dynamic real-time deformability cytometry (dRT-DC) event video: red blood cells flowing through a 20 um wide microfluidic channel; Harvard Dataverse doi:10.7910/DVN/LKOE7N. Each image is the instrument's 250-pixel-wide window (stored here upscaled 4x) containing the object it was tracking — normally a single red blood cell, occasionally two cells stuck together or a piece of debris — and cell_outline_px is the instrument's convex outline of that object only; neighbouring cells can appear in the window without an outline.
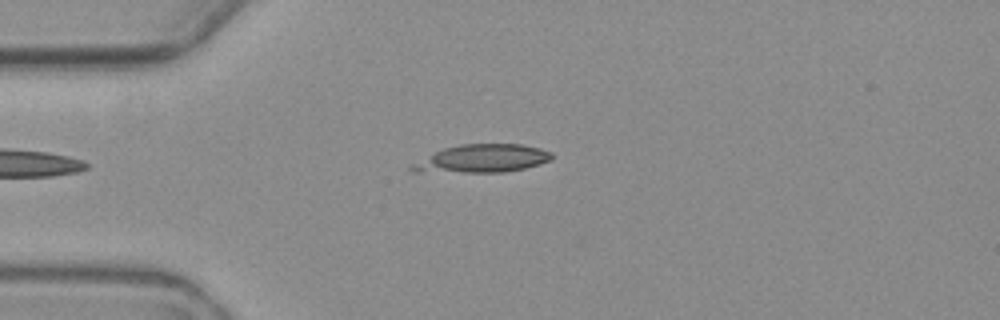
{"species": "common noctule bat (a hibernating species)", "species_latin": "Nyctalus noctula", "temperature_condition": "warm", "stored_images_in_passage": 5, "camera_frame_rate_fps": 3000, "um_per_image_px": 0.085, "animal": {"sex": "female", "body_mass_g": 19.3, "forearm_length_mm": 54.1}, "frame": {"image": 1, "passage_image": 5, "time_ms": 4.667, "image_size_px": [1000, 320], "cell_outline_px": [[552, 160], [540, 164], [524, 168], [504, 172], [412, 172], [408, 168], [412, 164], [444, 148], [460, 144], [520, 144], [540, 148], [552, 152]], "centroid_in_image_um": [41.0, 13.48], "position_along_channel_um": 44.0, "area_um2": 22.77}}